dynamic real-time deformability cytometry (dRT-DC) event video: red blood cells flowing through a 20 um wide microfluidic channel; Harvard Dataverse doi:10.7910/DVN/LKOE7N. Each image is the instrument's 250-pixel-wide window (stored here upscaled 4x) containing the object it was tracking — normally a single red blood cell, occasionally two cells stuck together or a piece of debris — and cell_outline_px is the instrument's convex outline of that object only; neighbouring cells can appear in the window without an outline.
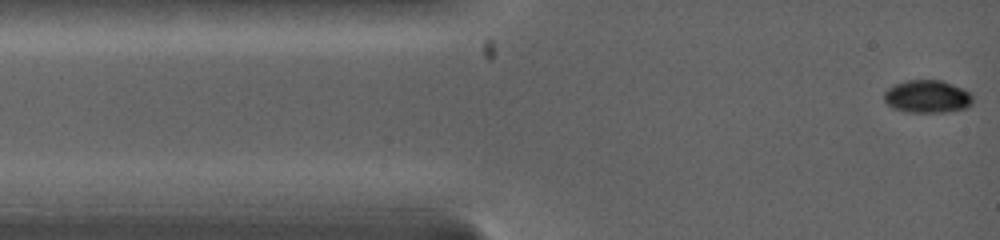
{"species": "common noctule bat (a hibernating species)", "species_latin": "Nyctalus noctula", "temperature_condition": "warm", "stored_images_in_passage": 6, "camera_frame_rate_fps": 5000, "um_per_image_px": 0.085, "animal": {"sex": "female", "body_mass_g": 19.0, "forearm_length_mm": 53.3}, "frame": {"image": 1, "passage_image": 1, "time_ms": 0.0, "image_size_px": [1000, 240], "cell_outline_px": [[972, 104], [964, 108], [948, 112], [904, 112], [892, 108], [884, 100], [884, 92], [892, 84], [904, 80], [944, 80], [964, 88], [972, 96]], "centroid_in_image_um": [78.79, 8.19], "position_along_channel_um": 6.2, "area_um2": 17.22}}